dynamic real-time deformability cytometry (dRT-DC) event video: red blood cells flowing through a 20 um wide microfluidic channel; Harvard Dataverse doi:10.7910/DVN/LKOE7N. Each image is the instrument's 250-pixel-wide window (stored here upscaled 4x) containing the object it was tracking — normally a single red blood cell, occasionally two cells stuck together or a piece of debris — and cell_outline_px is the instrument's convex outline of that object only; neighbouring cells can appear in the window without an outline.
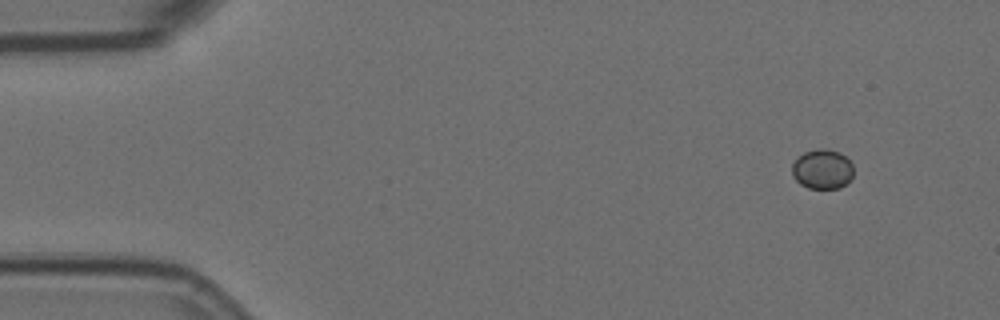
{"species": "Egyptian fruit bat (a non-hibernating species)", "species_latin": "Rousettus aegyptiacus", "temperature_condition": "room temperature", "stored_images_in_passage": 5, "camera_frame_rate_fps": 3000, "um_per_image_px": 0.085, "animal": {"sex": "female"}, "frame": {"image": 1, "passage_image": 1, "time_ms": 0.0, "image_size_px": [1000, 320], "cell_outline_px": [[852, 176], [840, 188], [808, 188], [800, 184], [792, 176], [792, 164], [804, 152], [816, 148], [828, 148], [840, 152], [852, 164]], "centroid_in_image_um": [69.88, 14.36], "position_along_channel_um": 15.1, "area_um2": 14.16}}
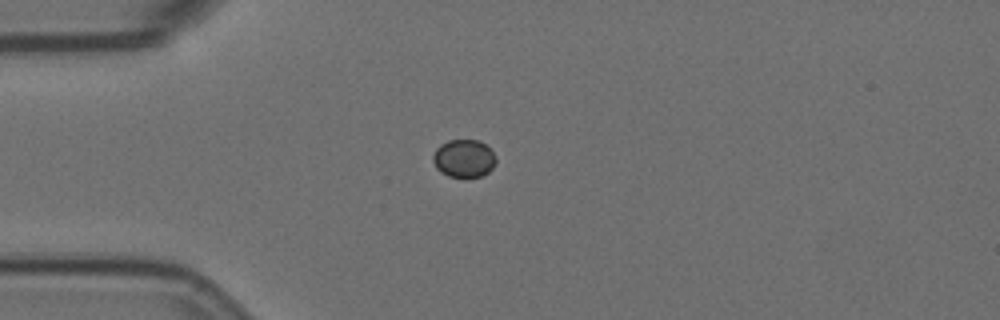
{"frame": {"image": 2, "passage_image": 4, "time_ms": 1.0, "image_size_px": [1000, 320], "cell_outline_px": [[496, 164], [488, 172], [480, 176], [448, 176], [440, 172], [436, 168], [432, 160], [432, 156], [436, 148], [440, 144], [448, 140], [480, 140], [496, 156]], "centroid_in_image_um": [39.41, 13.45], "position_along_channel_um": 45.6, "area_um2": 13.87}}
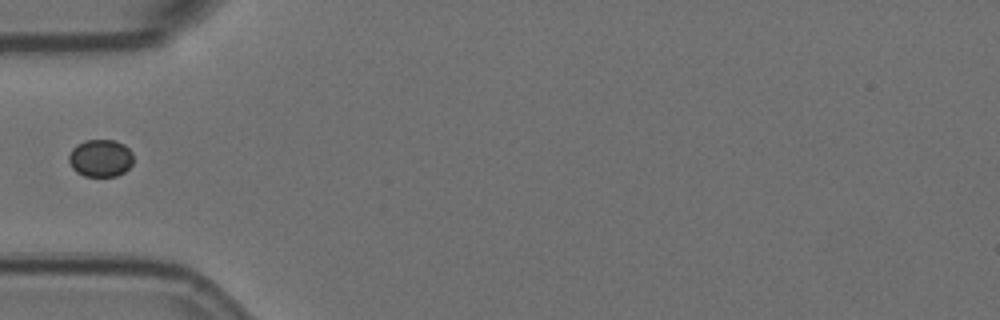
{"frame": {"image": 3, "passage_image": 5, "time_ms": 1.333, "image_size_px": [1000, 320], "cell_outline_px": [[132, 164], [124, 172], [116, 176], [84, 176], [76, 172], [72, 168], [68, 160], [68, 156], [72, 148], [76, 144], [84, 140], [116, 140], [124, 144], [132, 152]], "centroid_in_image_um": [8.52, 13.43], "position_along_channel_um": 76.5, "area_um2": 14.22}}